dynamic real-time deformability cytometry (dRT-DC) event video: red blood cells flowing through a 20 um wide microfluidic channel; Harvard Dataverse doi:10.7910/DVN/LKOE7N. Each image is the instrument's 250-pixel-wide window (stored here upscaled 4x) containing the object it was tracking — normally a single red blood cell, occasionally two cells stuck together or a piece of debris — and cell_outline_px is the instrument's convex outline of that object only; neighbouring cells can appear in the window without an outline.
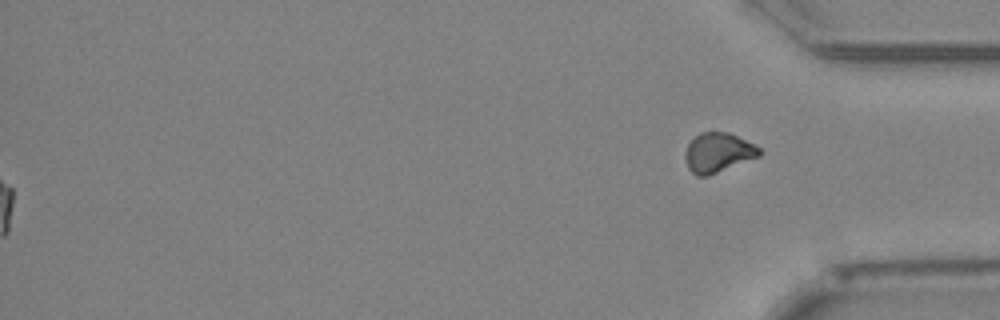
{"species": "Egyptian fruit bat (a non-hibernating species)", "species_latin": "Rousettus aegyptiacus", "temperature_condition": "cold", "stored_images_in_passage": 52, "segment_of_instrument_passage": [2, 2], "camera_frame_rate_fps": 3000, "um_per_image_px": 0.085, "animal": {"sex": "female"}, "frame": {"image": 1, "passage_image": 52, "time_ms": 17.0, "image_size_px": [1000, 320], "cell_outline_px": [[764, 152], [760, 156], [708, 176], [696, 176], [688, 168], [684, 156], [688, 144], [700, 132], [728, 132], [756, 144]], "centroid_in_image_um": [61.07, 12.97], "position_along_channel_um": 374.1, "area_um2": 17.22}}